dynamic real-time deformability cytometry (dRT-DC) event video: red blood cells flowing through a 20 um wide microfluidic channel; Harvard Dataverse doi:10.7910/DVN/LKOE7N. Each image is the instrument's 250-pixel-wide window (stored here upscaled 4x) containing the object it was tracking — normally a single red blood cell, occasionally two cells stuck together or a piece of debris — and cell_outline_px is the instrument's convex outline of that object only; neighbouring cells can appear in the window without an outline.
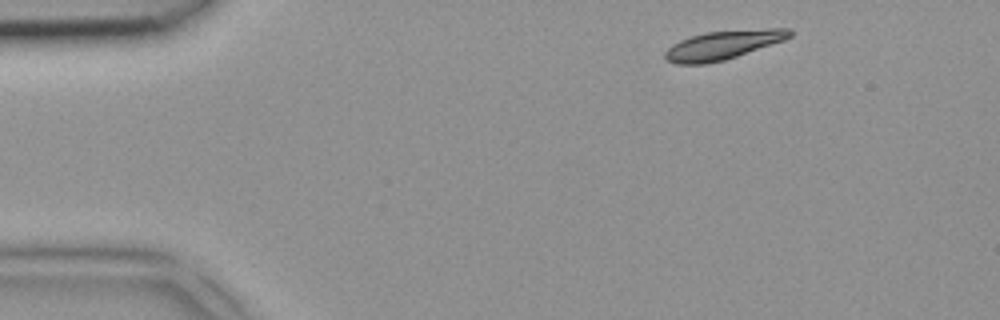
{"species": "common noctule bat (a hibernating species)", "species_latin": "Nyctalus noctula", "temperature_condition": "room temperature", "stored_images_in_passage": 3, "camera_frame_rate_fps": 3000, "um_per_image_px": 0.085, "animal": {"sex": "female", "body_mass_g": 18.4}, "frame": {"image": 1, "passage_image": 1, "time_ms": 0.0, "image_size_px": [1000, 320], "cell_outline_px": [[792, 36], [784, 40], [724, 60], [704, 64], [676, 64], [664, 60], [664, 52], [672, 44], [680, 40], [704, 32], [768, 28], [788, 28], [792, 32]], "centroid_in_image_um": [61.41, 3.82], "position_along_channel_um": 23.6, "area_um2": 20.92}}